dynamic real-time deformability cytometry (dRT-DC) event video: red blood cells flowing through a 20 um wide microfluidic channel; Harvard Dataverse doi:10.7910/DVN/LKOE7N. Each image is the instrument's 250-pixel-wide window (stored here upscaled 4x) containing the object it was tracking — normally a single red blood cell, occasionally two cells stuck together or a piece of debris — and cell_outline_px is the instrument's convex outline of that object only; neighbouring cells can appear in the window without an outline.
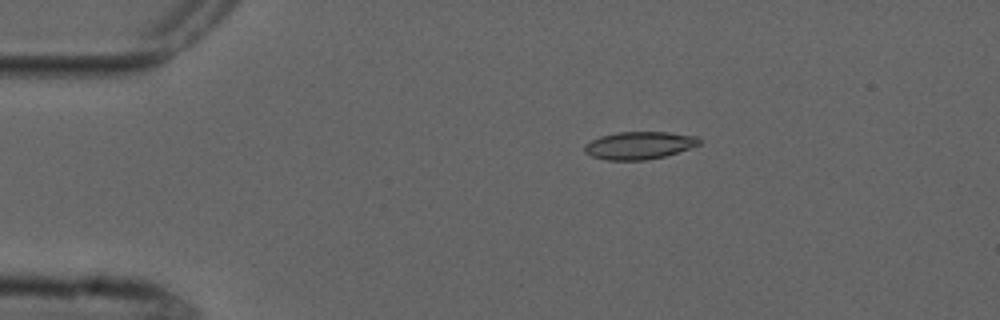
{"species": "common noctule bat (a hibernating species)", "species_latin": "Nyctalus noctula", "temperature_condition": "cold", "stored_images_in_passage": 6, "camera_frame_rate_fps": 3000, "um_per_image_px": 0.085, "animal": {"sex": "male", "forearm_length_mm": 52.5}, "frame": {"image": 1, "passage_image": 2, "time_ms": 1.667, "image_size_px": [1000, 320], "cell_outline_px": [[700, 144], [664, 156], [644, 160], [604, 160], [592, 156], [584, 152], [584, 144], [600, 136], [616, 132], [668, 132], [696, 136], [700, 140]], "centroid_in_image_um": [54.28, 12.35], "position_along_channel_um": 30.7, "area_um2": 18.32}}
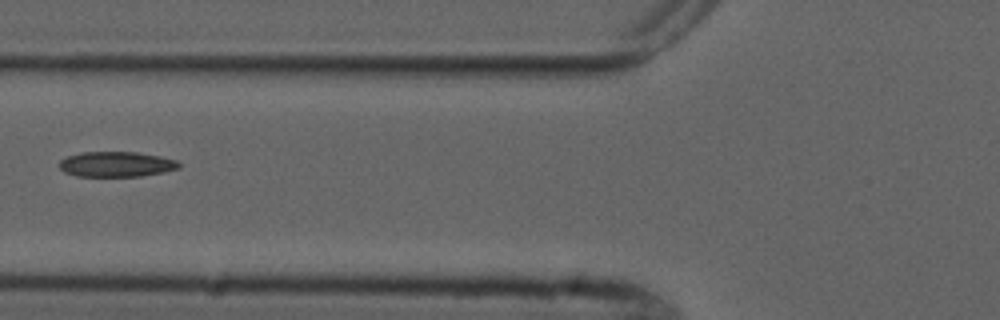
{"frame": {"image": 2, "passage_image": 5, "time_ms": 5.333, "image_size_px": [1000, 320], "cell_outline_px": [[180, 168], [164, 172], [140, 176], [76, 176], [64, 172], [60, 168], [60, 160], [68, 156], [80, 152], [136, 152], [160, 156], [176, 160], [180, 164]], "centroid_in_image_um": [9.89, 13.96], "position_along_channel_um": 115.9, "area_um2": 17.57}}
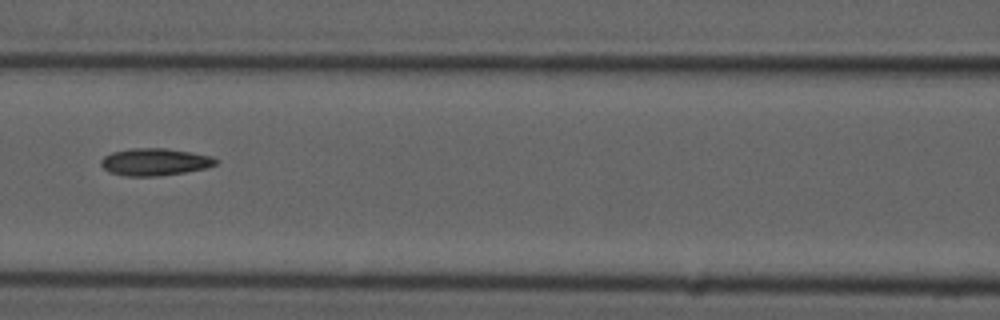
{"frame": {"image": 3, "passage_image": 6, "time_ms": 6.333, "image_size_px": [1000, 320], "cell_outline_px": [[220, 160], [216, 164], [208, 168], [160, 176], [124, 176], [108, 172], [100, 164], [100, 160], [104, 156], [112, 152], [132, 148], [164, 148], [192, 152], [212, 156]], "centroid_in_image_um": [13.17, 13.76], "position_along_channel_um": 153.4, "area_um2": 18.44}}